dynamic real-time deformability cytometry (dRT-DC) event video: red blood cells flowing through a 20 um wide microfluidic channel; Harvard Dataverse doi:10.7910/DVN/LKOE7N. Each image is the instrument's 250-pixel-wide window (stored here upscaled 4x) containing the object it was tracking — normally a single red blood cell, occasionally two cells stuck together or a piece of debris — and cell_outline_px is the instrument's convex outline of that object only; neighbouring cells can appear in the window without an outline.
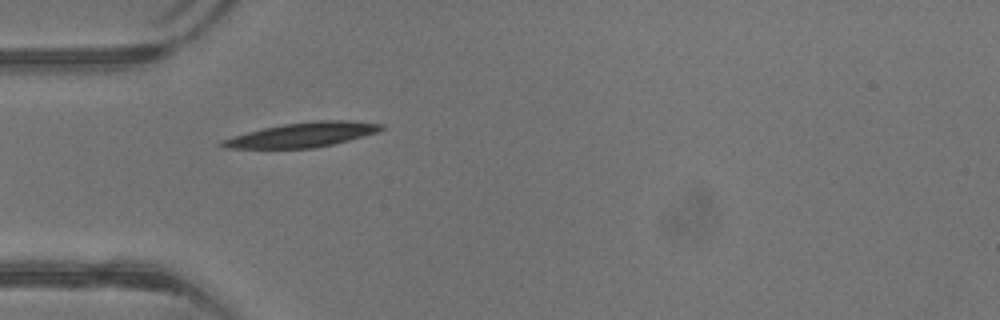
{"species": "common noctule bat (a hibernating species)", "species_latin": "Nyctalus noctula", "temperature_condition": "warm", "stored_images_in_passage": 25, "camera_frame_rate_fps": 3000, "um_per_image_px": 0.085, "animal": {"sex": "male", "body_mass_g": 13.3}, "frame": {"image": 1, "passage_image": 1, "time_ms": 0.0, "image_size_px": [1000, 320], "cell_outline_px": [[384, 128], [376, 132], [348, 140], [316, 148], [224, 148], [216, 144], [224, 140], [248, 132], [264, 128], [284, 124], [312, 120], [352, 120], [384, 124]], "centroid_in_image_um": [25.74, 11.45], "position_along_channel_um": 59.3, "area_um2": 22.54}}
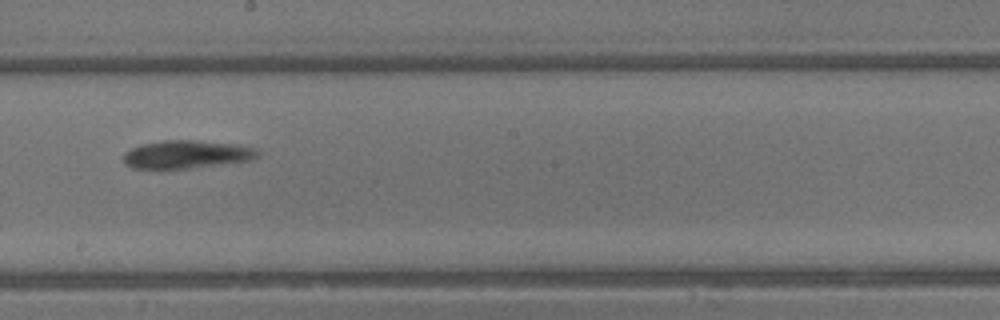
{"frame": {"image": 2, "passage_image": 12, "time_ms": 3.667, "image_size_px": [1000, 320], "cell_outline_px": [[260, 152], [252, 160], [188, 168], [132, 168], [124, 164], [124, 152], [140, 144], [164, 140], [196, 140], [236, 144], [256, 148]], "centroid_in_image_um": [15.85, 13.11], "position_along_channel_um": 232.4, "area_um2": 21.85}}
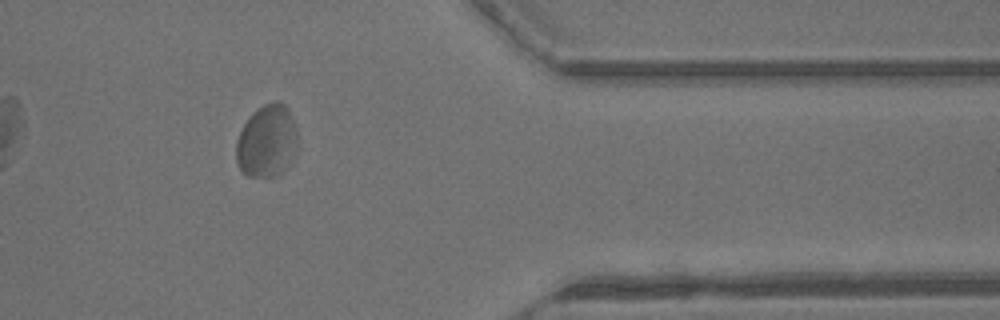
{"frame": {"image": 3, "passage_image": 23, "time_ms": 7.333, "image_size_px": [1000, 320], "cell_outline_px": [[296, 144], [288, 168], [276, 176], [248, 176], [240, 168], [236, 160], [236, 140], [244, 124], [252, 112], [264, 104], [272, 100], [276, 100], [284, 104], [288, 108], [296, 128]], "centroid_in_image_um": [22.67, 11.98], "position_along_channel_um": 388.7, "area_um2": 25.84}, "authors_computed_cell_mechanics": {"area_um2": 22.1374, "velocity_mm_per_s": 4.8193, "shape_relaxation_time_tau1_ms": null, "shape_relaxation_time_tau2_ms": 1.8841, "deformation_change_tau1": null, "deformation_change_tau2": 0.0324}}